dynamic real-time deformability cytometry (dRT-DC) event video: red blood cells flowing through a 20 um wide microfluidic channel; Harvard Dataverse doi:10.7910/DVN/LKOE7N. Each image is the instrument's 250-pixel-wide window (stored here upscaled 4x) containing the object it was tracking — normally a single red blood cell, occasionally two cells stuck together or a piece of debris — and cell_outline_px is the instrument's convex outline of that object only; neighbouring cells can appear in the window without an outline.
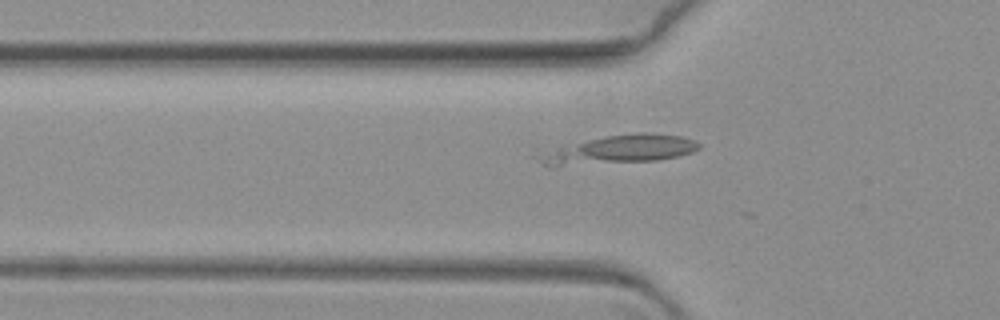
{"species": "common noctule bat (a hibernating species)", "species_latin": "Nyctalus noctula", "temperature_condition": "warm", "stored_images_in_passage": 20, "camera_frame_rate_fps": 3000, "um_per_image_px": 0.085, "animal": {"sex": "female", "body_mass_g": 19.3, "forearm_length_mm": 54.1}, "frame": {"image": 1, "passage_image": 10, "time_ms": 3.0, "image_size_px": [1000, 320], "cell_outline_px": [[700, 148], [692, 152], [676, 156], [656, 160], [552, 168], [548, 168], [528, 156], [532, 148], [604, 136], [636, 132], [644, 132], [680, 136], [696, 140], [700, 144]], "centroid_in_image_um": [52.17, 12.74], "position_along_channel_um": 73.6, "area_um2": 29.02}}
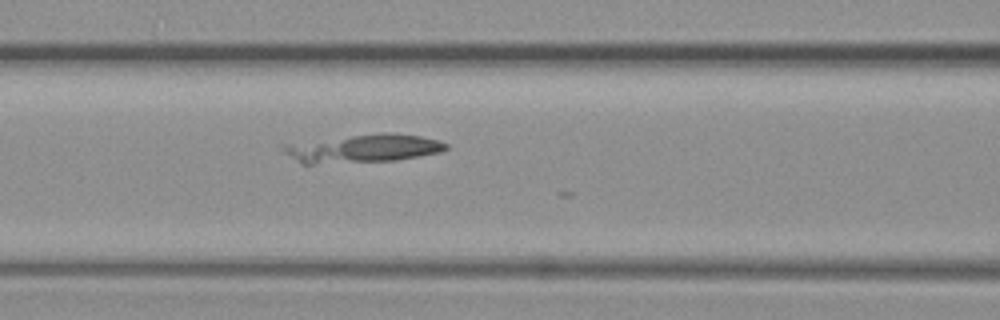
{"frame": {"image": 2, "passage_image": 16, "time_ms": 5.0, "image_size_px": [1000, 320], "cell_outline_px": [[448, 148], [440, 152], [396, 160], [316, 164], [300, 164], [284, 152], [280, 148], [284, 144], [384, 132], [392, 132], [420, 136], [440, 140], [448, 144]], "centroid_in_image_um": [30.87, 12.62], "position_along_channel_um": 135.7, "area_um2": 26.65}}
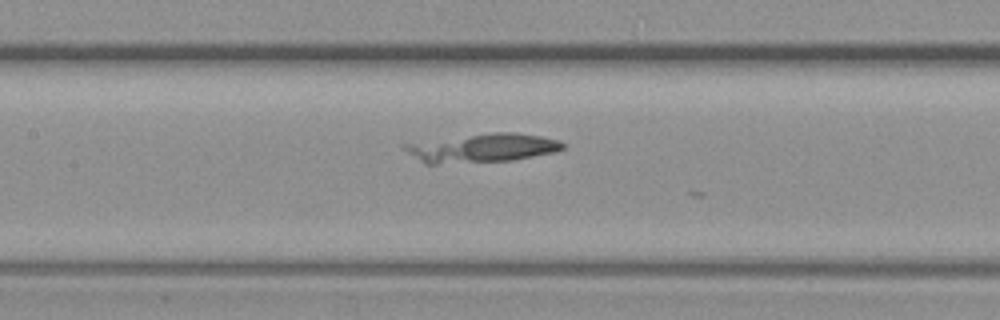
{"frame": {"image": 3, "passage_image": 19, "time_ms": 6.0, "image_size_px": [1000, 320], "cell_outline_px": [[564, 148], [556, 152], [512, 160], [436, 164], [424, 164], [408, 152], [404, 148], [404, 144], [492, 132], [516, 132], [540, 136], [556, 140], [564, 144]], "centroid_in_image_um": [41.03, 12.58], "position_along_channel_um": 166.4, "area_um2": 26.01}}